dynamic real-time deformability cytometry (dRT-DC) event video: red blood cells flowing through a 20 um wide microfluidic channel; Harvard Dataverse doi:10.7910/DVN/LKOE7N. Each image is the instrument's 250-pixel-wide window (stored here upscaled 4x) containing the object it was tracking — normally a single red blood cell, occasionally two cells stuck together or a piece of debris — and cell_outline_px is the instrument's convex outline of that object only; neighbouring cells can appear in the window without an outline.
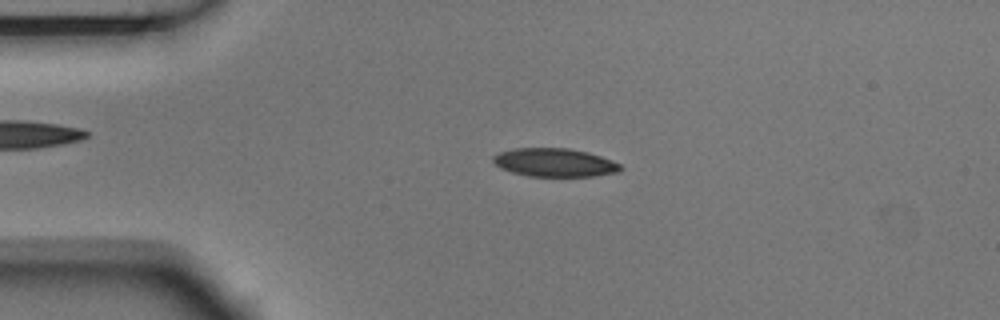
{"species": "Egyptian fruit bat (a non-hibernating species)", "species_latin": "Rousettus aegyptiacus", "temperature_condition": "room temperature", "stored_images_in_passage": 6, "segment_of_instrument_passage": [1, 2], "camera_frame_rate_fps": 3000, "um_per_image_px": 0.085, "animal": {"sex": "male"}, "frame": {"image": 1, "passage_image": 4, "time_ms": 1.0, "image_size_px": [1000, 320], "cell_outline_px": [[624, 168], [620, 172], [592, 176], [528, 176], [512, 172], [500, 168], [492, 160], [492, 156], [500, 152], [512, 148], [568, 148], [588, 152], [612, 160], [620, 164]], "centroid_in_image_um": [47.15, 13.81], "position_along_channel_um": 37.8, "area_um2": 21.15}}